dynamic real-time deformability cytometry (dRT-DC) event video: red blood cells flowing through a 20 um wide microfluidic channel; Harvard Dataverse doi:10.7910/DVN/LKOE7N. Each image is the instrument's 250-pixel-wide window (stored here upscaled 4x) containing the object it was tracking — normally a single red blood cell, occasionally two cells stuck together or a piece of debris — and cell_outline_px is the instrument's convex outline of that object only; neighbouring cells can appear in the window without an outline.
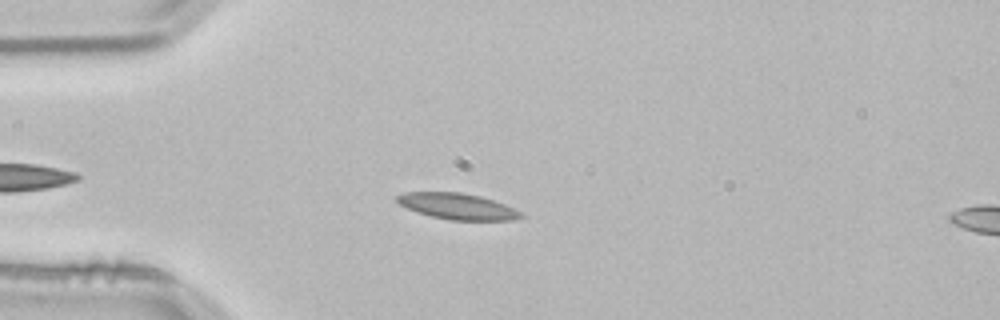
{"species": "common noctule bat (a hibernating species)", "species_latin": "Nyctalus noctula", "temperature_condition": "room temperature", "stored_images_in_passage": 39, "camera_frame_rate_fps": 3000, "um_per_image_px": 0.085, "animal": {"sex": "male", "body_mass_g": 21.5, "forearm_length_mm": 52.0}, "frame": {"image": 1, "passage_image": 7, "time_ms": 2.0, "image_size_px": [1000, 320], "cell_outline_px": [[524, 216], [512, 220], [452, 220], [432, 216], [416, 212], [400, 204], [396, 200], [396, 196], [404, 192], [460, 192], [480, 196], [504, 204], [520, 212]], "centroid_in_image_um": [38.85, 17.53], "position_along_channel_um": 46.1, "area_um2": 18.55}}
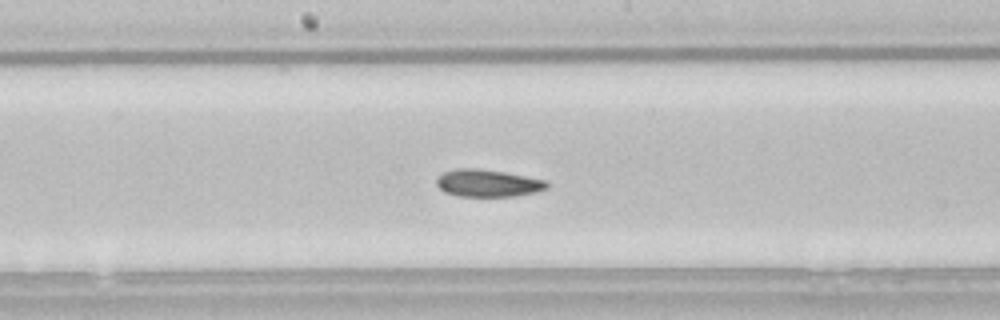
{"frame": {"image": 2, "passage_image": 21, "time_ms": 6.667, "image_size_px": [1000, 320], "cell_outline_px": [[548, 188], [536, 192], [512, 196], [456, 196], [444, 192], [436, 184], [436, 180], [444, 172], [456, 168], [476, 168], [504, 172], [544, 180], [548, 184]], "centroid_in_image_um": [41.43, 15.57], "position_along_channel_um": 206.8, "area_um2": 17.4}}
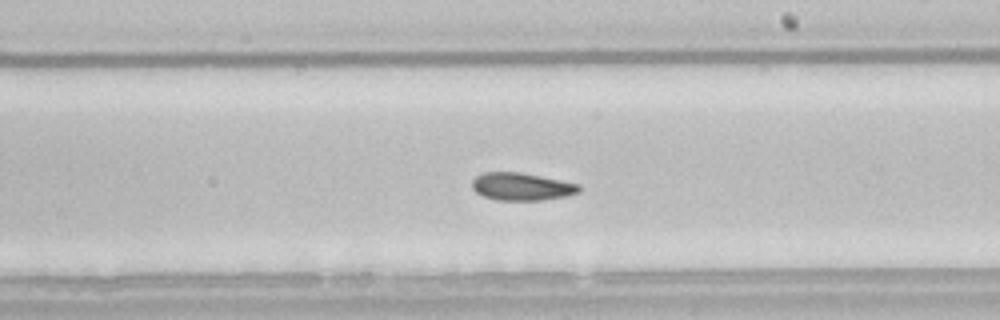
{"frame": {"image": 3, "passage_image": 24, "time_ms": 7.667, "image_size_px": [1000, 320], "cell_outline_px": [[584, 188], [580, 192], [568, 196], [544, 200], [496, 200], [484, 196], [476, 192], [472, 188], [472, 180], [476, 176], [484, 172], [520, 172], [580, 184]], "centroid_in_image_um": [44.38, 15.86], "position_along_channel_um": 244.6, "area_um2": 17.4}, "authors_computed_cell_mechanics": {"area_um2": 17.8024, "velocity_mm_per_s": 3.8119, "shape_relaxation_time_tau1_ms": 9.5947, "shape_relaxation_time_tau2_ms": 4.0243, "deformation_change_tau1": 0.1618, "deformation_change_tau2": 0.0821}}